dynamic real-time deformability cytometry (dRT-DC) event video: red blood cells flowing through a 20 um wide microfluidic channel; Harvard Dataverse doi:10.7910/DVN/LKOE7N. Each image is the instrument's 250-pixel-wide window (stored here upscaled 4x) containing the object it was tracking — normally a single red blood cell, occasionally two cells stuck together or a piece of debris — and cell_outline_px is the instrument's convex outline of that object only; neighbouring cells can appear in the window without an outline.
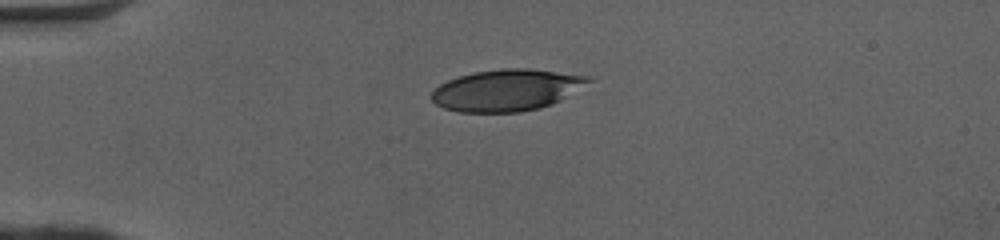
{"species": "human", "species_latin": "Homo sapiens", "temperature_condition": "cold", "stored_images_in_passage": 38, "camera_frame_rate_fps": 3000, "um_per_image_px": 0.085, "donor": {"sex": "female"}, "frame": {"image": 1, "passage_image": 1, "time_ms": 0.0, "image_size_px": [1000, 240], "cell_outline_px": [[596, 80], [560, 100], [552, 104], [540, 108], [520, 112], [460, 112], [444, 108], [436, 104], [432, 100], [432, 92], [440, 84], [448, 80], [460, 76], [476, 72], [504, 68], [528, 68], [588, 76]], "centroid_in_image_um": [43.11, 7.66], "position_along_channel_um": 41.9, "area_um2": 37.92}}
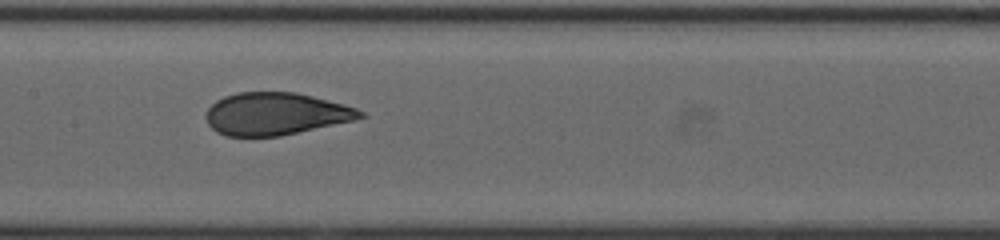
{"frame": {"image": 2, "passage_image": 14, "time_ms": 4.333, "image_size_px": [1000, 240], "cell_outline_px": [[368, 116], [356, 120], [280, 136], [224, 136], [216, 132], [208, 124], [208, 108], [216, 100], [224, 96], [236, 92], [296, 92], [344, 104], [356, 108], [364, 112]], "centroid_in_image_um": [23.46, 9.67], "position_along_channel_um": 183.9, "area_um2": 38.15}}
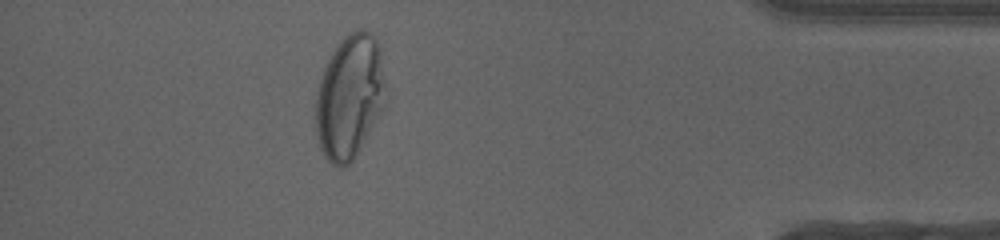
{"frame": {"image": 3, "passage_image": 33, "time_ms": 10.667, "image_size_px": [1000, 240], "cell_outline_px": [[388, 104], [356, 156], [344, 168], [340, 168], [332, 164], [324, 156], [320, 148], [316, 132], [316, 92], [324, 68], [332, 52], [340, 40], [344, 36], [360, 28], [372, 32], [380, 48]], "centroid_in_image_um": [29.75, 8.25], "position_along_channel_um": 405.4, "area_um2": 51.38}, "authors_computed_cell_mechanics": {"area_um2": 39.6797, "velocity_mm_per_s": 4.1158, "shape_relaxation_time_tau1_ms": 4.4207, "shape_relaxation_time_tau2_ms": null, "deformation_change_tau1": 0.1798, "deformation_change_tau2": null}}